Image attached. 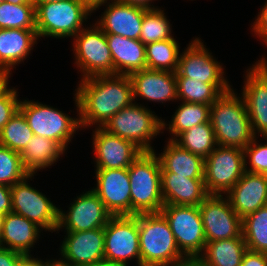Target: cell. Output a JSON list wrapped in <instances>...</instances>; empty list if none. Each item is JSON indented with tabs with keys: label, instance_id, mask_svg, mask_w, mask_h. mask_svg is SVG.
Instances as JSON below:
<instances>
[{
	"label": "cell",
	"instance_id": "50",
	"mask_svg": "<svg viewBox=\"0 0 267 266\" xmlns=\"http://www.w3.org/2000/svg\"><path fill=\"white\" fill-rule=\"evenodd\" d=\"M92 266H129V265L121 263V262L109 261V260L103 259L93 264Z\"/></svg>",
	"mask_w": 267,
	"mask_h": 266
},
{
	"label": "cell",
	"instance_id": "36",
	"mask_svg": "<svg viewBox=\"0 0 267 266\" xmlns=\"http://www.w3.org/2000/svg\"><path fill=\"white\" fill-rule=\"evenodd\" d=\"M34 132L28 126L26 118L18 112L7 122L0 131V145H3L17 153H21Z\"/></svg>",
	"mask_w": 267,
	"mask_h": 266
},
{
	"label": "cell",
	"instance_id": "48",
	"mask_svg": "<svg viewBox=\"0 0 267 266\" xmlns=\"http://www.w3.org/2000/svg\"><path fill=\"white\" fill-rule=\"evenodd\" d=\"M18 266H43V260L27 256Z\"/></svg>",
	"mask_w": 267,
	"mask_h": 266
},
{
	"label": "cell",
	"instance_id": "14",
	"mask_svg": "<svg viewBox=\"0 0 267 266\" xmlns=\"http://www.w3.org/2000/svg\"><path fill=\"white\" fill-rule=\"evenodd\" d=\"M67 212L59 208L57 231L65 228L66 232H81L104 228L113 216L91 189L75 198Z\"/></svg>",
	"mask_w": 267,
	"mask_h": 266
},
{
	"label": "cell",
	"instance_id": "6",
	"mask_svg": "<svg viewBox=\"0 0 267 266\" xmlns=\"http://www.w3.org/2000/svg\"><path fill=\"white\" fill-rule=\"evenodd\" d=\"M121 109L102 127L107 132L133 142L143 152H153L151 140L162 130V119L147 106L135 104Z\"/></svg>",
	"mask_w": 267,
	"mask_h": 266
},
{
	"label": "cell",
	"instance_id": "2",
	"mask_svg": "<svg viewBox=\"0 0 267 266\" xmlns=\"http://www.w3.org/2000/svg\"><path fill=\"white\" fill-rule=\"evenodd\" d=\"M209 121L217 145L244 150L254 138L245 100L233 88L211 105Z\"/></svg>",
	"mask_w": 267,
	"mask_h": 266
},
{
	"label": "cell",
	"instance_id": "3",
	"mask_svg": "<svg viewBox=\"0 0 267 266\" xmlns=\"http://www.w3.org/2000/svg\"><path fill=\"white\" fill-rule=\"evenodd\" d=\"M134 216L138 221L140 263L173 266L185 257L179 250L170 225L161 212Z\"/></svg>",
	"mask_w": 267,
	"mask_h": 266
},
{
	"label": "cell",
	"instance_id": "42",
	"mask_svg": "<svg viewBox=\"0 0 267 266\" xmlns=\"http://www.w3.org/2000/svg\"><path fill=\"white\" fill-rule=\"evenodd\" d=\"M27 256L0 247V266H18Z\"/></svg>",
	"mask_w": 267,
	"mask_h": 266
},
{
	"label": "cell",
	"instance_id": "40",
	"mask_svg": "<svg viewBox=\"0 0 267 266\" xmlns=\"http://www.w3.org/2000/svg\"><path fill=\"white\" fill-rule=\"evenodd\" d=\"M17 93L16 88L8 87L0 95V131L19 110L20 100Z\"/></svg>",
	"mask_w": 267,
	"mask_h": 266
},
{
	"label": "cell",
	"instance_id": "1",
	"mask_svg": "<svg viewBox=\"0 0 267 266\" xmlns=\"http://www.w3.org/2000/svg\"><path fill=\"white\" fill-rule=\"evenodd\" d=\"M81 128L103 127L121 109L131 105L133 86L129 75L112 74L81 80L75 89Z\"/></svg>",
	"mask_w": 267,
	"mask_h": 266
},
{
	"label": "cell",
	"instance_id": "29",
	"mask_svg": "<svg viewBox=\"0 0 267 266\" xmlns=\"http://www.w3.org/2000/svg\"><path fill=\"white\" fill-rule=\"evenodd\" d=\"M243 237L206 242L199 257L208 266H240L247 251Z\"/></svg>",
	"mask_w": 267,
	"mask_h": 266
},
{
	"label": "cell",
	"instance_id": "37",
	"mask_svg": "<svg viewBox=\"0 0 267 266\" xmlns=\"http://www.w3.org/2000/svg\"><path fill=\"white\" fill-rule=\"evenodd\" d=\"M172 28L164 10L155 8L144 12L139 40L144 44L173 38Z\"/></svg>",
	"mask_w": 267,
	"mask_h": 266
},
{
	"label": "cell",
	"instance_id": "34",
	"mask_svg": "<svg viewBox=\"0 0 267 266\" xmlns=\"http://www.w3.org/2000/svg\"><path fill=\"white\" fill-rule=\"evenodd\" d=\"M242 236L248 250L267 254V205L242 219Z\"/></svg>",
	"mask_w": 267,
	"mask_h": 266
},
{
	"label": "cell",
	"instance_id": "54",
	"mask_svg": "<svg viewBox=\"0 0 267 266\" xmlns=\"http://www.w3.org/2000/svg\"><path fill=\"white\" fill-rule=\"evenodd\" d=\"M4 215L0 214V235L2 231V223H3Z\"/></svg>",
	"mask_w": 267,
	"mask_h": 266
},
{
	"label": "cell",
	"instance_id": "17",
	"mask_svg": "<svg viewBox=\"0 0 267 266\" xmlns=\"http://www.w3.org/2000/svg\"><path fill=\"white\" fill-rule=\"evenodd\" d=\"M92 145L96 170L128 168L143 151L133 142L95 127Z\"/></svg>",
	"mask_w": 267,
	"mask_h": 266
},
{
	"label": "cell",
	"instance_id": "38",
	"mask_svg": "<svg viewBox=\"0 0 267 266\" xmlns=\"http://www.w3.org/2000/svg\"><path fill=\"white\" fill-rule=\"evenodd\" d=\"M29 175L22 164L20 153L0 145V184L12 186Z\"/></svg>",
	"mask_w": 267,
	"mask_h": 266
},
{
	"label": "cell",
	"instance_id": "47",
	"mask_svg": "<svg viewBox=\"0 0 267 266\" xmlns=\"http://www.w3.org/2000/svg\"><path fill=\"white\" fill-rule=\"evenodd\" d=\"M83 4H85L91 11H96V9H99L102 5H105V2L108 0H77Z\"/></svg>",
	"mask_w": 267,
	"mask_h": 266
},
{
	"label": "cell",
	"instance_id": "55",
	"mask_svg": "<svg viewBox=\"0 0 267 266\" xmlns=\"http://www.w3.org/2000/svg\"><path fill=\"white\" fill-rule=\"evenodd\" d=\"M138 266H160V265H152V264H142V263H140V264H138Z\"/></svg>",
	"mask_w": 267,
	"mask_h": 266
},
{
	"label": "cell",
	"instance_id": "46",
	"mask_svg": "<svg viewBox=\"0 0 267 266\" xmlns=\"http://www.w3.org/2000/svg\"><path fill=\"white\" fill-rule=\"evenodd\" d=\"M117 1L124 4L140 6L146 9H155V6L151 5L152 1L154 0H117Z\"/></svg>",
	"mask_w": 267,
	"mask_h": 266
},
{
	"label": "cell",
	"instance_id": "23",
	"mask_svg": "<svg viewBox=\"0 0 267 266\" xmlns=\"http://www.w3.org/2000/svg\"><path fill=\"white\" fill-rule=\"evenodd\" d=\"M164 205L199 206L208 193L204 178H186L175 173H161Z\"/></svg>",
	"mask_w": 267,
	"mask_h": 266
},
{
	"label": "cell",
	"instance_id": "7",
	"mask_svg": "<svg viewBox=\"0 0 267 266\" xmlns=\"http://www.w3.org/2000/svg\"><path fill=\"white\" fill-rule=\"evenodd\" d=\"M19 111L26 118L34 135L56 141L65 150L74 133L81 128L80 118H72L63 111L38 101H20Z\"/></svg>",
	"mask_w": 267,
	"mask_h": 266
},
{
	"label": "cell",
	"instance_id": "13",
	"mask_svg": "<svg viewBox=\"0 0 267 266\" xmlns=\"http://www.w3.org/2000/svg\"><path fill=\"white\" fill-rule=\"evenodd\" d=\"M224 195H208L198 206L206 242L242 236V219Z\"/></svg>",
	"mask_w": 267,
	"mask_h": 266
},
{
	"label": "cell",
	"instance_id": "22",
	"mask_svg": "<svg viewBox=\"0 0 267 266\" xmlns=\"http://www.w3.org/2000/svg\"><path fill=\"white\" fill-rule=\"evenodd\" d=\"M226 197L233 210L243 219L267 205V176L245 171Z\"/></svg>",
	"mask_w": 267,
	"mask_h": 266
},
{
	"label": "cell",
	"instance_id": "39",
	"mask_svg": "<svg viewBox=\"0 0 267 266\" xmlns=\"http://www.w3.org/2000/svg\"><path fill=\"white\" fill-rule=\"evenodd\" d=\"M257 138V136L254 137L252 142L244 149L245 171L267 176V142L259 144L256 141ZM264 139L267 141V137H264ZM247 159H249V167L247 166Z\"/></svg>",
	"mask_w": 267,
	"mask_h": 266
},
{
	"label": "cell",
	"instance_id": "25",
	"mask_svg": "<svg viewBox=\"0 0 267 266\" xmlns=\"http://www.w3.org/2000/svg\"><path fill=\"white\" fill-rule=\"evenodd\" d=\"M36 30L0 29V72L12 73V68L24 62L37 44Z\"/></svg>",
	"mask_w": 267,
	"mask_h": 266
},
{
	"label": "cell",
	"instance_id": "45",
	"mask_svg": "<svg viewBox=\"0 0 267 266\" xmlns=\"http://www.w3.org/2000/svg\"><path fill=\"white\" fill-rule=\"evenodd\" d=\"M173 266H208L199 256H185Z\"/></svg>",
	"mask_w": 267,
	"mask_h": 266
},
{
	"label": "cell",
	"instance_id": "49",
	"mask_svg": "<svg viewBox=\"0 0 267 266\" xmlns=\"http://www.w3.org/2000/svg\"><path fill=\"white\" fill-rule=\"evenodd\" d=\"M9 75L11 74L0 72V95L8 88Z\"/></svg>",
	"mask_w": 267,
	"mask_h": 266
},
{
	"label": "cell",
	"instance_id": "4",
	"mask_svg": "<svg viewBox=\"0 0 267 266\" xmlns=\"http://www.w3.org/2000/svg\"><path fill=\"white\" fill-rule=\"evenodd\" d=\"M131 215L158 213L164 206L157 153L143 152L129 167Z\"/></svg>",
	"mask_w": 267,
	"mask_h": 266
},
{
	"label": "cell",
	"instance_id": "26",
	"mask_svg": "<svg viewBox=\"0 0 267 266\" xmlns=\"http://www.w3.org/2000/svg\"><path fill=\"white\" fill-rule=\"evenodd\" d=\"M111 51L113 74L130 75L146 68L145 45L138 39L106 34Z\"/></svg>",
	"mask_w": 267,
	"mask_h": 266
},
{
	"label": "cell",
	"instance_id": "9",
	"mask_svg": "<svg viewBox=\"0 0 267 266\" xmlns=\"http://www.w3.org/2000/svg\"><path fill=\"white\" fill-rule=\"evenodd\" d=\"M244 150L217 145L204 159V185L208 195L227 194L245 172Z\"/></svg>",
	"mask_w": 267,
	"mask_h": 266
},
{
	"label": "cell",
	"instance_id": "18",
	"mask_svg": "<svg viewBox=\"0 0 267 266\" xmlns=\"http://www.w3.org/2000/svg\"><path fill=\"white\" fill-rule=\"evenodd\" d=\"M104 228L67 232L60 246V260L68 266H92L104 259Z\"/></svg>",
	"mask_w": 267,
	"mask_h": 266
},
{
	"label": "cell",
	"instance_id": "44",
	"mask_svg": "<svg viewBox=\"0 0 267 266\" xmlns=\"http://www.w3.org/2000/svg\"><path fill=\"white\" fill-rule=\"evenodd\" d=\"M12 212L11 186L0 184V214Z\"/></svg>",
	"mask_w": 267,
	"mask_h": 266
},
{
	"label": "cell",
	"instance_id": "30",
	"mask_svg": "<svg viewBox=\"0 0 267 266\" xmlns=\"http://www.w3.org/2000/svg\"><path fill=\"white\" fill-rule=\"evenodd\" d=\"M210 107L203 103L183 102L178 106L169 124L162 120V131L169 129L172 136L169 140H175L181 133L202 123L210 122ZM168 127L166 128V126Z\"/></svg>",
	"mask_w": 267,
	"mask_h": 266
},
{
	"label": "cell",
	"instance_id": "20",
	"mask_svg": "<svg viewBox=\"0 0 267 266\" xmlns=\"http://www.w3.org/2000/svg\"><path fill=\"white\" fill-rule=\"evenodd\" d=\"M108 5L95 23L105 34H115L130 39H138L146 8L108 0Z\"/></svg>",
	"mask_w": 267,
	"mask_h": 266
},
{
	"label": "cell",
	"instance_id": "28",
	"mask_svg": "<svg viewBox=\"0 0 267 266\" xmlns=\"http://www.w3.org/2000/svg\"><path fill=\"white\" fill-rule=\"evenodd\" d=\"M65 151L58 142L34 135L20 155L25 170L34 175L40 169L48 168L57 162Z\"/></svg>",
	"mask_w": 267,
	"mask_h": 266
},
{
	"label": "cell",
	"instance_id": "5",
	"mask_svg": "<svg viewBox=\"0 0 267 266\" xmlns=\"http://www.w3.org/2000/svg\"><path fill=\"white\" fill-rule=\"evenodd\" d=\"M34 5L38 38H73L84 28L83 23L93 12L77 0Z\"/></svg>",
	"mask_w": 267,
	"mask_h": 266
},
{
	"label": "cell",
	"instance_id": "15",
	"mask_svg": "<svg viewBox=\"0 0 267 266\" xmlns=\"http://www.w3.org/2000/svg\"><path fill=\"white\" fill-rule=\"evenodd\" d=\"M241 93L248 111L254 137H267V58L249 67ZM260 133V134H259Z\"/></svg>",
	"mask_w": 267,
	"mask_h": 266
},
{
	"label": "cell",
	"instance_id": "51",
	"mask_svg": "<svg viewBox=\"0 0 267 266\" xmlns=\"http://www.w3.org/2000/svg\"><path fill=\"white\" fill-rule=\"evenodd\" d=\"M43 266H68V265L62 262L60 259L59 260L50 259V260H46V262L43 261Z\"/></svg>",
	"mask_w": 267,
	"mask_h": 266
},
{
	"label": "cell",
	"instance_id": "33",
	"mask_svg": "<svg viewBox=\"0 0 267 266\" xmlns=\"http://www.w3.org/2000/svg\"><path fill=\"white\" fill-rule=\"evenodd\" d=\"M185 150L206 159L216 148L214 130L210 122L202 123L181 133L175 140Z\"/></svg>",
	"mask_w": 267,
	"mask_h": 266
},
{
	"label": "cell",
	"instance_id": "11",
	"mask_svg": "<svg viewBox=\"0 0 267 266\" xmlns=\"http://www.w3.org/2000/svg\"><path fill=\"white\" fill-rule=\"evenodd\" d=\"M32 177L34 175H29L11 186L12 212L53 233L58 228L59 207L27 183Z\"/></svg>",
	"mask_w": 267,
	"mask_h": 266
},
{
	"label": "cell",
	"instance_id": "16",
	"mask_svg": "<svg viewBox=\"0 0 267 266\" xmlns=\"http://www.w3.org/2000/svg\"><path fill=\"white\" fill-rule=\"evenodd\" d=\"M223 68L203 42L195 38L180 54L175 77L193 78L206 84H229Z\"/></svg>",
	"mask_w": 267,
	"mask_h": 266
},
{
	"label": "cell",
	"instance_id": "31",
	"mask_svg": "<svg viewBox=\"0 0 267 266\" xmlns=\"http://www.w3.org/2000/svg\"><path fill=\"white\" fill-rule=\"evenodd\" d=\"M177 97L183 102L212 105L217 98L228 91L230 84H206L188 77H176Z\"/></svg>",
	"mask_w": 267,
	"mask_h": 266
},
{
	"label": "cell",
	"instance_id": "12",
	"mask_svg": "<svg viewBox=\"0 0 267 266\" xmlns=\"http://www.w3.org/2000/svg\"><path fill=\"white\" fill-rule=\"evenodd\" d=\"M104 259L129 265L140 264L138 221L134 215L112 216L104 227Z\"/></svg>",
	"mask_w": 267,
	"mask_h": 266
},
{
	"label": "cell",
	"instance_id": "32",
	"mask_svg": "<svg viewBox=\"0 0 267 266\" xmlns=\"http://www.w3.org/2000/svg\"><path fill=\"white\" fill-rule=\"evenodd\" d=\"M146 50V68L175 73L179 62V45L173 37L167 40L148 43Z\"/></svg>",
	"mask_w": 267,
	"mask_h": 266
},
{
	"label": "cell",
	"instance_id": "53",
	"mask_svg": "<svg viewBox=\"0 0 267 266\" xmlns=\"http://www.w3.org/2000/svg\"><path fill=\"white\" fill-rule=\"evenodd\" d=\"M57 1H63V0H33L34 4H45L49 2H57Z\"/></svg>",
	"mask_w": 267,
	"mask_h": 266
},
{
	"label": "cell",
	"instance_id": "27",
	"mask_svg": "<svg viewBox=\"0 0 267 266\" xmlns=\"http://www.w3.org/2000/svg\"><path fill=\"white\" fill-rule=\"evenodd\" d=\"M166 147L158 158L161 173H175L186 178H204V159L189 152L174 140L167 141Z\"/></svg>",
	"mask_w": 267,
	"mask_h": 266
},
{
	"label": "cell",
	"instance_id": "43",
	"mask_svg": "<svg viewBox=\"0 0 267 266\" xmlns=\"http://www.w3.org/2000/svg\"><path fill=\"white\" fill-rule=\"evenodd\" d=\"M240 266H267V254L247 250Z\"/></svg>",
	"mask_w": 267,
	"mask_h": 266
},
{
	"label": "cell",
	"instance_id": "52",
	"mask_svg": "<svg viewBox=\"0 0 267 266\" xmlns=\"http://www.w3.org/2000/svg\"><path fill=\"white\" fill-rule=\"evenodd\" d=\"M5 2L12 4H34L33 0H5Z\"/></svg>",
	"mask_w": 267,
	"mask_h": 266
},
{
	"label": "cell",
	"instance_id": "35",
	"mask_svg": "<svg viewBox=\"0 0 267 266\" xmlns=\"http://www.w3.org/2000/svg\"><path fill=\"white\" fill-rule=\"evenodd\" d=\"M0 29L36 30L34 4H0Z\"/></svg>",
	"mask_w": 267,
	"mask_h": 266
},
{
	"label": "cell",
	"instance_id": "19",
	"mask_svg": "<svg viewBox=\"0 0 267 266\" xmlns=\"http://www.w3.org/2000/svg\"><path fill=\"white\" fill-rule=\"evenodd\" d=\"M92 190L113 216L131 215V186L128 168L96 170Z\"/></svg>",
	"mask_w": 267,
	"mask_h": 266
},
{
	"label": "cell",
	"instance_id": "8",
	"mask_svg": "<svg viewBox=\"0 0 267 266\" xmlns=\"http://www.w3.org/2000/svg\"><path fill=\"white\" fill-rule=\"evenodd\" d=\"M74 62L82 78L112 75L113 61L106 34L96 25L85 27L73 37Z\"/></svg>",
	"mask_w": 267,
	"mask_h": 266
},
{
	"label": "cell",
	"instance_id": "10",
	"mask_svg": "<svg viewBox=\"0 0 267 266\" xmlns=\"http://www.w3.org/2000/svg\"><path fill=\"white\" fill-rule=\"evenodd\" d=\"M160 212L167 219L179 250L185 256H199L206 245L199 207L164 205Z\"/></svg>",
	"mask_w": 267,
	"mask_h": 266
},
{
	"label": "cell",
	"instance_id": "24",
	"mask_svg": "<svg viewBox=\"0 0 267 266\" xmlns=\"http://www.w3.org/2000/svg\"><path fill=\"white\" fill-rule=\"evenodd\" d=\"M41 231L40 227L34 222L10 212L4 215L0 247L31 256V247L37 243Z\"/></svg>",
	"mask_w": 267,
	"mask_h": 266
},
{
	"label": "cell",
	"instance_id": "41",
	"mask_svg": "<svg viewBox=\"0 0 267 266\" xmlns=\"http://www.w3.org/2000/svg\"><path fill=\"white\" fill-rule=\"evenodd\" d=\"M252 27V32H254L255 35H258L260 39L262 38L263 42L267 46V1L265 2L263 8H261Z\"/></svg>",
	"mask_w": 267,
	"mask_h": 266
},
{
	"label": "cell",
	"instance_id": "21",
	"mask_svg": "<svg viewBox=\"0 0 267 266\" xmlns=\"http://www.w3.org/2000/svg\"><path fill=\"white\" fill-rule=\"evenodd\" d=\"M133 99L140 97L153 102L165 103L177 100V81L175 73L145 68L131 73Z\"/></svg>",
	"mask_w": 267,
	"mask_h": 266
}]
</instances>
